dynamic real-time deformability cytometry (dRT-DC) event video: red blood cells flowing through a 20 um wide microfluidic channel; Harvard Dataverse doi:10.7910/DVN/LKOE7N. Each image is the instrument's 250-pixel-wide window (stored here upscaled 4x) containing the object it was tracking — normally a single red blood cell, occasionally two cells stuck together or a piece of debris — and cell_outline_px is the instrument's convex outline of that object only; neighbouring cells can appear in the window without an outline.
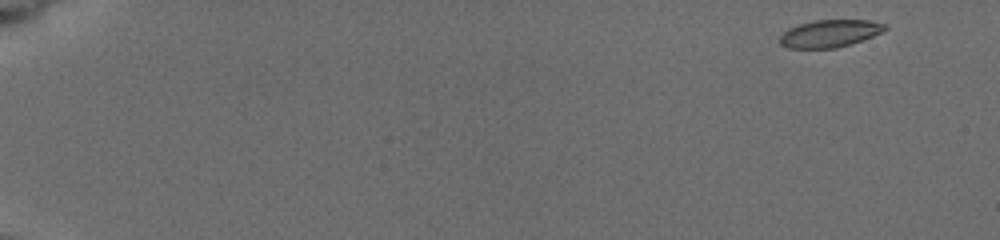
{"species": "common noctule bat (a hibernating species)", "species_latin": "Nyctalus noctula", "temperature_condition": "cold", "stored_images_in_passage": 8, "camera_frame_rate_fps": 3000, "um_per_image_px": 0.085, "animal": {"sex": "female", "body_mass_g": 19.5, "forearm_length_mm": 54.1}, "frame": {"image": 1, "passage_image": 1, "time_ms": 0.0, "image_size_px": [1000, 240], "cell_outline_px": [[888, 28], [872, 36], [836, 48], [788, 48], [780, 44], [780, 36], [788, 28], [812, 20], [872, 20], [888, 24]], "centroid_in_image_um": [70.53, 2.83], "position_along_channel_um": 14.5, "area_um2": 16.7}}
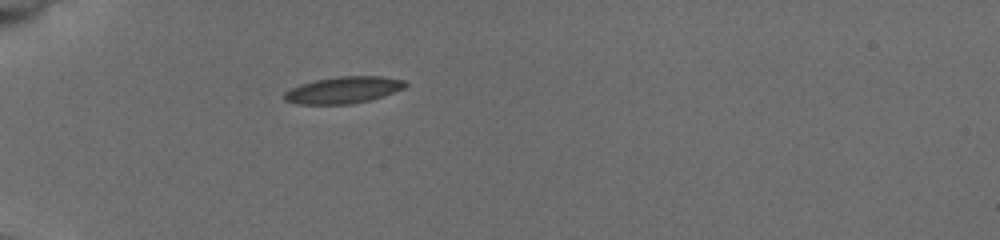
{"frame": {"image": 2, "passage_image": 5, "time_ms": 5.0, "image_size_px": [1000, 240], "cell_outline_px": [[408, 84], [404, 88], [384, 96], [352, 104], [296, 104], [284, 100], [284, 92], [300, 84], [316, 80], [336, 76], [384, 76], [404, 80]], "centroid_in_image_um": [29.2, 7.64], "position_along_channel_um": 55.8, "area_um2": 18.9}}
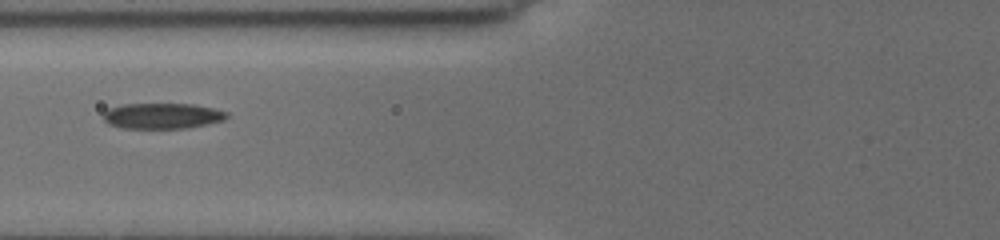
{"frame": {"image": 3, "passage_image": 8, "time_ms": 7.0, "image_size_px": [1000, 240], "cell_outline_px": [[228, 116], [224, 120], [188, 128], [120, 128], [108, 124], [104, 120], [104, 112], [108, 108], [120, 104], [192, 104], [212, 108], [228, 112]], "centroid_in_image_um": [13.77, 9.85], "position_along_channel_um": 112.0, "area_um2": 18.5}}